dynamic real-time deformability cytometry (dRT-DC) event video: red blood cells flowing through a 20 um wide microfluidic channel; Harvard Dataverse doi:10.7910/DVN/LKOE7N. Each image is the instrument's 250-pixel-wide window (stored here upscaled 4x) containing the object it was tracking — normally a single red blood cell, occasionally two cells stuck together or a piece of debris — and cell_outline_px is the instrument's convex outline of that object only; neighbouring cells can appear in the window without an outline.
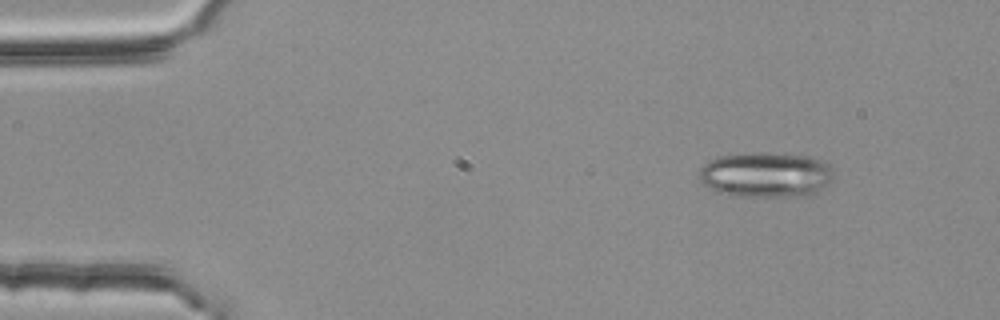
{"species": "common noctule bat (a hibernating species)", "species_latin": "Nyctalus noctula", "temperature_condition": "room temperature", "stored_images_in_passage": 4, "camera_frame_rate_fps": 3000, "um_per_image_px": 0.085, "animal": {"sex": "female", "body_mass_g": 25.1}, "frame": {"image": 1, "passage_image": 2, "time_ms": 0.333, "image_size_px": [1000, 320], "cell_outline_px": [[832, 176], [828, 184], [812, 196], [740, 196], [720, 192], [708, 188], [700, 180], [700, 168], [708, 160], [720, 156], [812, 156], [824, 160], [828, 164], [832, 172]], "centroid_in_image_um": [65.13, 14.91], "position_along_channel_um": 19.9, "area_um2": 34.16}}